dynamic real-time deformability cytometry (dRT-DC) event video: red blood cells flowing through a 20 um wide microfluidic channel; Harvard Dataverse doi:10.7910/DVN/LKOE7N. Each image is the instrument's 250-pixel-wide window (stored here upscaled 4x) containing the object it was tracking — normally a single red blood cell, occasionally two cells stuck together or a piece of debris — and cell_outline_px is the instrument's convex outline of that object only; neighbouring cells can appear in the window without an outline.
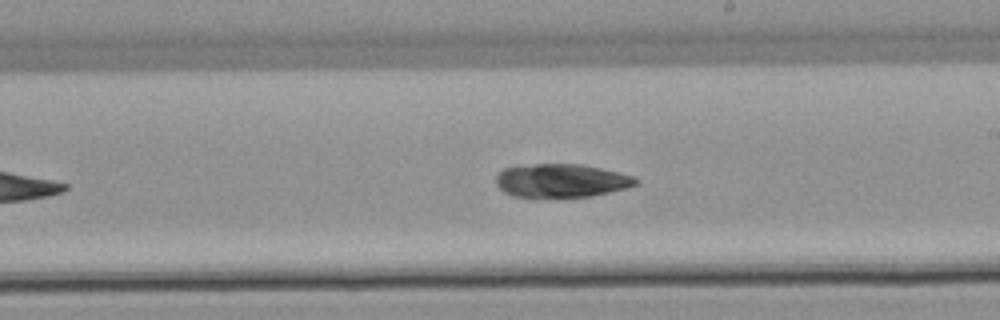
{"species": "common noctule bat (a hibernating species)", "species_latin": "Nyctalus noctula", "temperature_condition": "warm", "stored_images_in_passage": 38, "camera_frame_rate_fps": 3000, "um_per_image_px": 0.085, "animal": {"sex": "male", "body_mass_g": 21.5, "forearm_length_mm": 52.0}, "frame": {"image": 1, "passage_image": 22, "time_ms": 7.0, "image_size_px": [1000, 320], "cell_outline_px": [[640, 180], [636, 184], [624, 188], [592, 196], [536, 200], [512, 196], [504, 192], [496, 184], [496, 176], [504, 168], [536, 164], [580, 164], [600, 168], [632, 176]], "centroid_in_image_um": [47.64, 15.4], "position_along_channel_um": 241.4, "area_um2": 27.8}}